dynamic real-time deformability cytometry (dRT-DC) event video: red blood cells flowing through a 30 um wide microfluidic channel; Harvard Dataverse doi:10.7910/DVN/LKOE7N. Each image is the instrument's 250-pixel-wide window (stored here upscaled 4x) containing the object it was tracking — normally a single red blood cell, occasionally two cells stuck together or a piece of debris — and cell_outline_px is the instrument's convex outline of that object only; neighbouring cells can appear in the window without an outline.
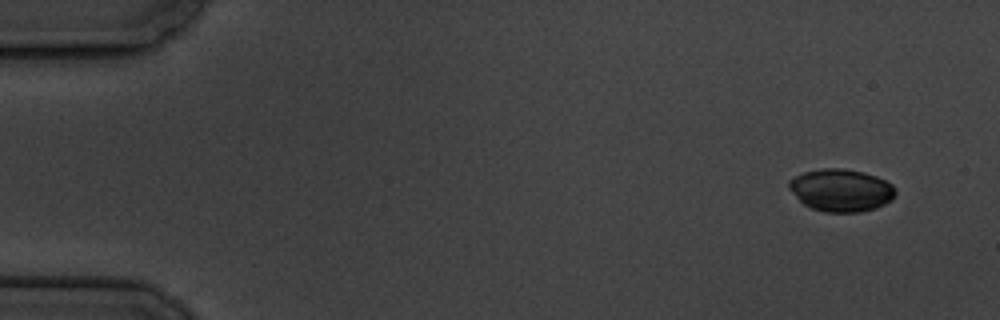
{"species": "common noctule bat (a hibernating species)", "species_latin": "Nyctalus noctula", "temperature_condition": "cold", "stored_images_in_passage": 5, "camera_frame_rate_fps": 3000, "um_per_image_px": 0.085, "animal": {"sex": "male", "body_mass_g": 19.5, "forearm_length_mm": 54.6}, "frame": {"image": 1, "passage_image": 1, "time_ms": 0.0, "image_size_px": [1000, 320], "cell_outline_px": [[896, 192], [892, 200], [876, 208], [860, 212], [824, 212], [812, 208], [804, 204], [788, 188], [788, 180], [804, 172], [820, 168], [844, 168], [864, 172], [876, 176], [892, 184], [896, 188]], "centroid_in_image_um": [71.5, 16.16], "position_along_channel_um": 13.5, "area_um2": 26.47}}
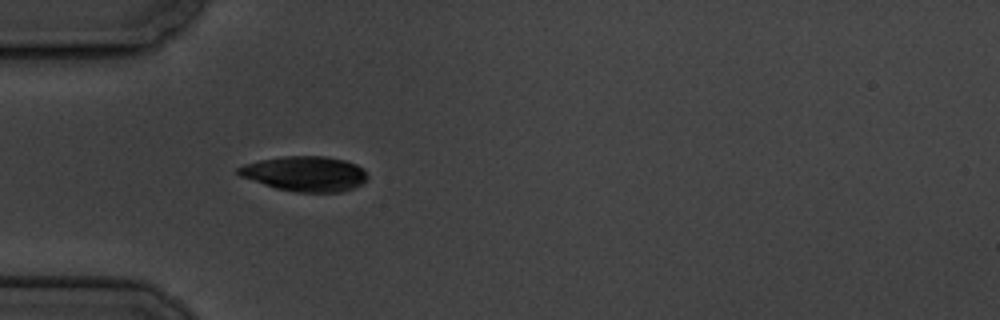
{"frame": {"image": 2, "passage_image": 5, "time_ms": 4.667, "image_size_px": [1000, 320], "cell_outline_px": [[368, 180], [352, 188], [340, 192], [296, 192], [276, 188], [240, 176], [236, 172], [236, 168], [244, 164], [260, 160], [284, 156], [324, 156], [344, 160], [356, 164], [364, 168], [368, 176]], "centroid_in_image_um": [25.94, 14.76], "position_along_channel_um": 59.1, "area_um2": 26.36}}